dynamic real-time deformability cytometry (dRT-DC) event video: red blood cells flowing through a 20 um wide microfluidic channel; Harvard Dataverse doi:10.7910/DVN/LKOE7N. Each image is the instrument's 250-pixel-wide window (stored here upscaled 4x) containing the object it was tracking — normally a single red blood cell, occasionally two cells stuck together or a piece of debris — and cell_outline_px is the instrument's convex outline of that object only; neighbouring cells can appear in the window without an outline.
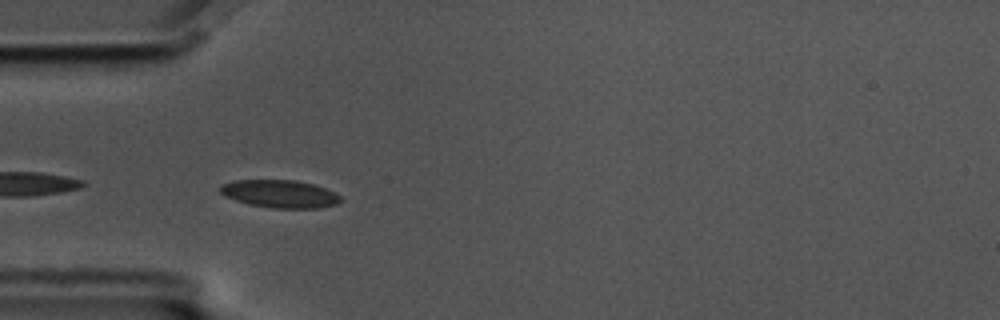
{"species": "common noctule bat (a hibernating species)", "species_latin": "Nyctalus noctula", "temperature_condition": "cold", "stored_images_in_passage": 43, "camera_frame_rate_fps": 3000, "um_per_image_px": 0.085, "animal": {"sex": "male", "body_mass_g": 17.5, "forearm_length_mm": 52.3}, "frame": {"image": 1, "passage_image": 2, "time_ms": 0.333, "image_size_px": [1000, 320], "cell_outline_px": [[340, 200], [336, 204], [316, 208], [272, 208], [248, 204], [224, 196], [216, 188], [220, 184], [236, 180], [292, 180], [312, 184], [324, 188], [340, 196]], "centroid_in_image_um": [23.69, 16.47], "position_along_channel_um": 61.3, "area_um2": 19.36}}
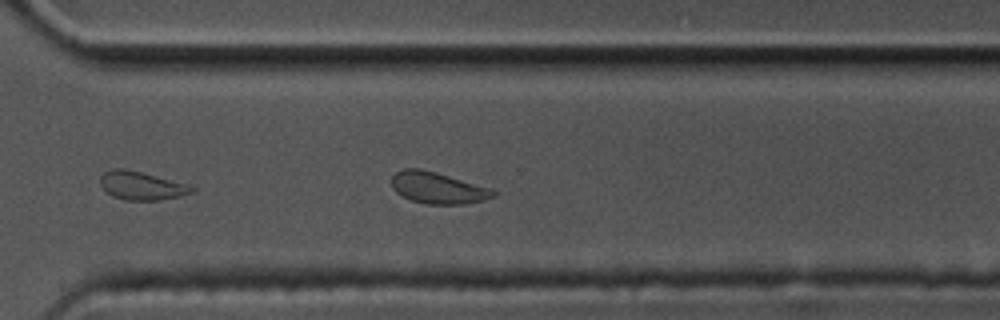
{"frame": {"image": 2, "passage_image": 26, "time_ms": 8.333, "image_size_px": [1000, 320], "cell_outline_px": [[500, 192], [496, 196], [484, 200], [464, 204], [428, 204], [412, 200], [400, 196], [392, 188], [392, 176], [396, 172], [404, 168], [420, 168], [436, 172], [492, 188]], "centroid_in_image_um": [37.25, 15.97], "position_along_channel_um": 333.4, "area_um2": 18.9}}
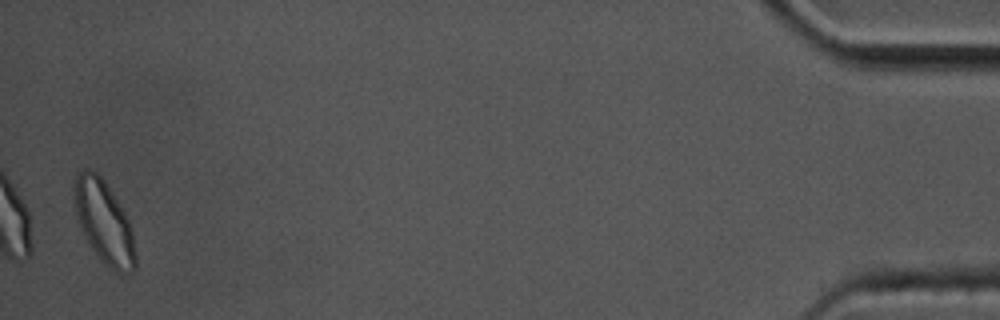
{"frame": {"image": 3, "passage_image": 42, "time_ms": 13.667, "image_size_px": [1000, 320], "cell_outline_px": [[136, 268], [132, 272], [116, 272], [104, 264], [96, 256], [84, 236], [80, 228], [76, 216], [76, 176], [84, 168], [88, 168], [96, 172], [104, 180], [112, 192], [124, 212], [132, 228], [136, 252]], "centroid_in_image_um": [8.88, 18.94], "position_along_channel_um": 426.3, "area_um2": 29.25}, "authors_computed_cell_mechanics": {"area_um2": 19.3052, "velocity_mm_per_s": 3.4288, "shape_relaxation_time_tau1_ms": null, "shape_relaxation_time_tau2_ms": 0.9139, "deformation_change_tau1": null, "deformation_change_tau2": 0.065}}